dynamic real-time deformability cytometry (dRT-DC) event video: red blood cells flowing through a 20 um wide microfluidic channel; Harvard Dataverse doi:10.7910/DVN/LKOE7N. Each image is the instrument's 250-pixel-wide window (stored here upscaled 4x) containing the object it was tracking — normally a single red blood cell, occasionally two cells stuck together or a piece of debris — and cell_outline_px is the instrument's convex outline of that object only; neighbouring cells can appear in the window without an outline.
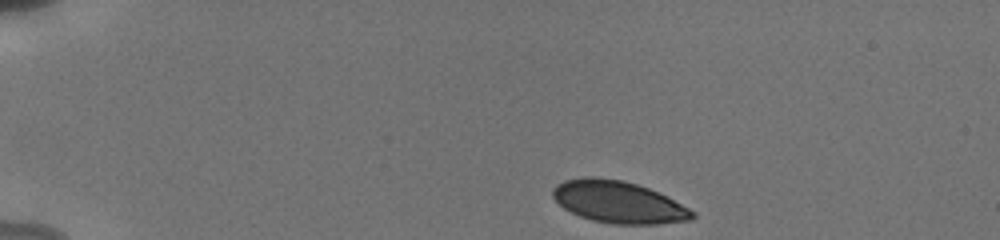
{"species": "human", "species_latin": "Homo sapiens", "temperature_condition": "cold", "stored_images_in_passage": 107, "camera_frame_rate_fps": 3000, "um_per_image_px": 0.085, "donor": {"sex": "male"}, "frame": {"image": 1, "passage_image": 1, "time_ms": 0.0, "image_size_px": [1000, 240], "cell_outline_px": [[696, 216], [692, 220], [656, 224], [612, 224], [592, 220], [580, 216], [564, 208], [552, 196], [552, 188], [556, 184], [564, 180], [584, 176], [596, 176], [624, 180], [648, 188], [696, 212]], "centroid_in_image_um": [52.53, 17.16], "position_along_channel_um": 32.5, "area_um2": 34.1}}
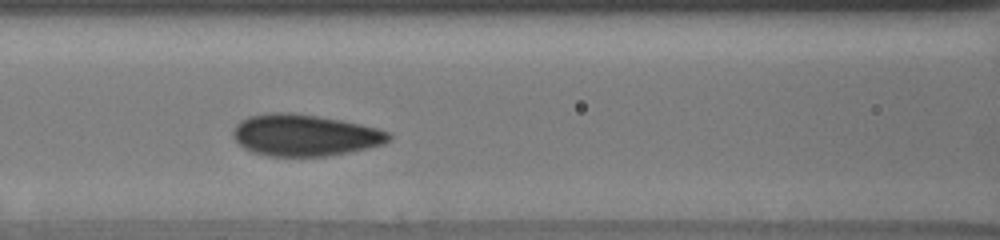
{"frame": {"image": 2, "passage_image": 28, "time_ms": 5.0, "image_size_px": [1000, 240], "cell_outline_px": [[392, 136], [384, 144], [368, 148], [328, 156], [268, 156], [252, 152], [244, 148], [232, 136], [232, 132], [236, 124], [240, 120], [248, 116], [272, 112], [292, 112], [340, 120], [360, 124], [392, 132]], "centroid_in_image_um": [25.89, 11.49], "position_along_channel_um": 140.7, "area_um2": 37.86}}
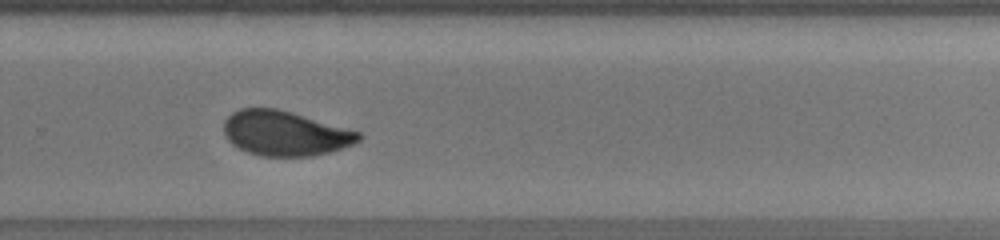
{"frame": {"image": 3, "passage_image": 63, "time_ms": 9.333, "image_size_px": [1000, 240], "cell_outline_px": [[364, 136], [360, 140], [352, 144], [328, 152], [312, 156], [260, 156], [248, 152], [232, 144], [224, 136], [224, 120], [232, 112], [240, 108], [276, 108], [292, 112], [360, 132]], "centroid_in_image_um": [24.2, 11.32], "position_along_channel_um": 305.6, "area_um2": 35.14}, "authors_computed_cell_mechanics": {"area_um2": 35.6048, "velocity_mm_per_s": 3.8186, "shape_relaxation_time_tau1_ms": 4.3399, "shape_relaxation_time_tau2_ms": null, "deformation_change_tau1": 0.1229, "deformation_change_tau2": null}}